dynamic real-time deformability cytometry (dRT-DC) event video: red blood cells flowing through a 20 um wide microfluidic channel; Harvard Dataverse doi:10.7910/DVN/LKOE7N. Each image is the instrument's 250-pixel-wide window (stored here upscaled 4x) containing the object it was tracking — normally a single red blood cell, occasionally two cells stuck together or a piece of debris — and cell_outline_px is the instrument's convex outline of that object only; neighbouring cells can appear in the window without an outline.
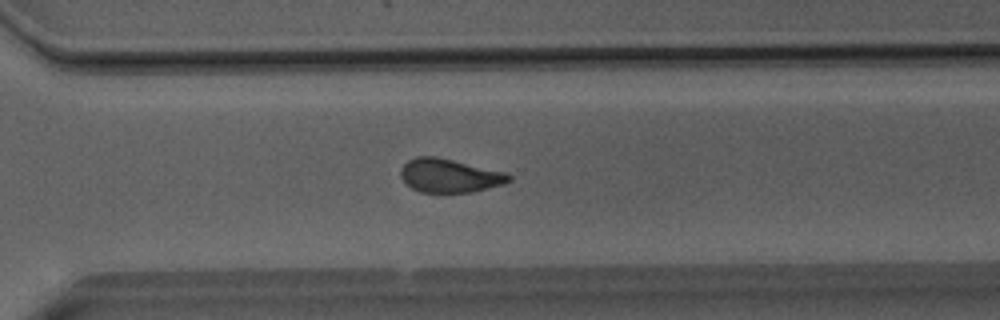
{"species": "Egyptian fruit bat (a non-hibernating species)", "species_latin": "Rousettus aegyptiacus", "temperature_condition": "room temperature", "stored_images_in_passage": 51, "camera_frame_rate_fps": 3000, "um_per_image_px": 0.085, "animal": {"sex": "male"}, "frame": {"image": 1, "passage_image": 37, "time_ms": 12.0, "image_size_px": [1000, 320], "cell_outline_px": [[512, 180], [504, 184], [472, 192], [420, 192], [412, 188], [400, 176], [400, 168], [408, 160], [416, 156], [436, 156], [508, 172], [512, 176]], "centroid_in_image_um": [38.24, 14.91], "position_along_channel_um": 332.4, "area_um2": 21.39}}
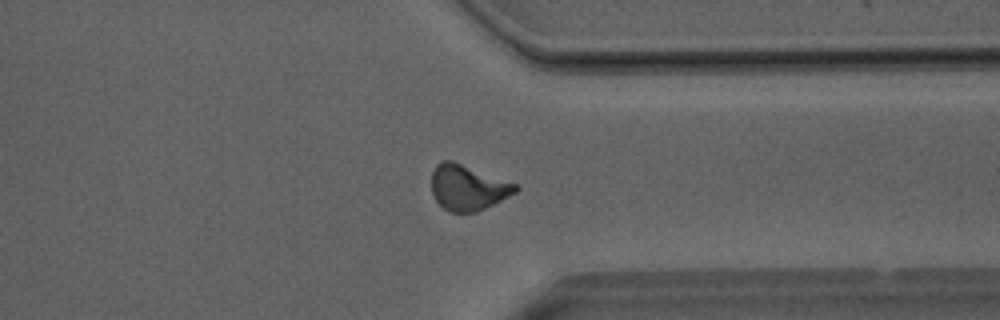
{"frame": {"image": 2, "passage_image": 40, "time_ms": 13.0, "image_size_px": [1000, 320], "cell_outline_px": [[520, 188], [516, 192], [476, 212], [448, 212], [432, 196], [432, 172], [436, 164], [444, 160], [452, 160], [520, 184]], "centroid_in_image_um": [39.78, 15.92], "position_along_channel_um": 371.6, "area_um2": 22.37}}
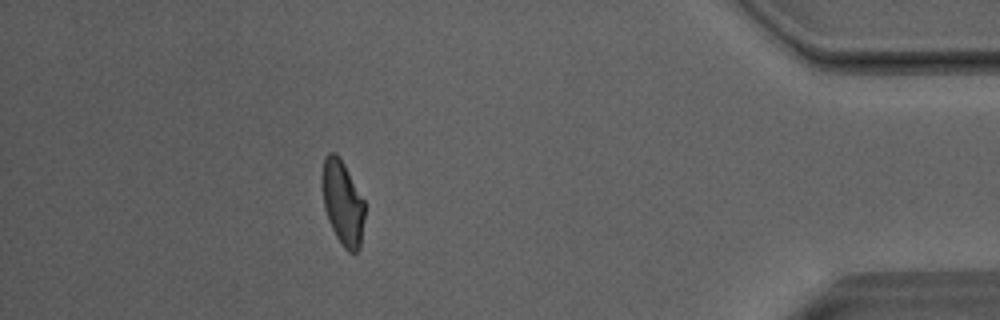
{"frame": {"image": 3, "passage_image": 46, "time_ms": 15.0, "image_size_px": [1000, 320], "cell_outline_px": [[364, 216], [360, 248], [356, 252], [348, 252], [344, 248], [336, 236], [328, 220], [324, 208], [320, 184], [320, 176], [324, 156], [328, 152], [336, 152], [344, 164], [364, 200]], "centroid_in_image_um": [29.08, 17.19], "position_along_channel_um": 406.1, "area_um2": 21.27}, "authors_computed_cell_mechanics": {"area_um2": 22.3108, "velocity_mm_per_s": 4.0527, "shape_relaxation_time_tau1_ms": 7.0202, "shape_relaxation_time_tau2_ms": 1.9537, "deformation_change_tau1": 0.1713, "deformation_change_tau2": 0.0992}}